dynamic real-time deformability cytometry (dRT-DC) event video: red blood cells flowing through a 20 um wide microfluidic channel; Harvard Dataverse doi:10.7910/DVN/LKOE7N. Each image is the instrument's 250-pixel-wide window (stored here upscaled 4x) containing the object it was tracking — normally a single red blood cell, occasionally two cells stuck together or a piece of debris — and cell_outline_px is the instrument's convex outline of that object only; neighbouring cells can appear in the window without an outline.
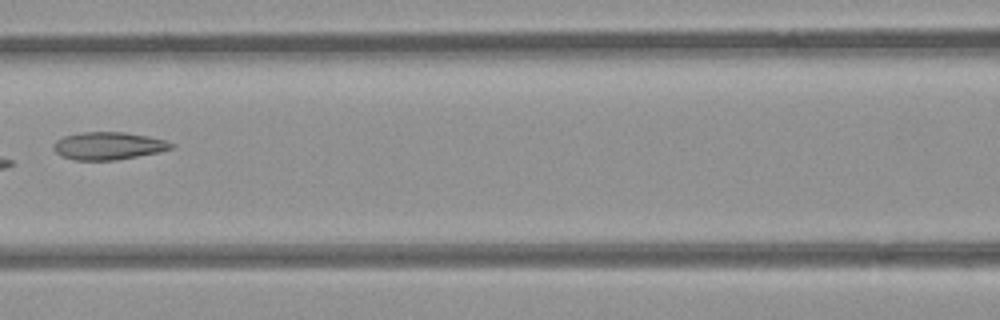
{"species": "common noctule bat (a hibernating species)", "species_latin": "Nyctalus noctula", "temperature_condition": "room temperature", "stored_images_in_passage": 7, "camera_frame_rate_fps": 3000, "um_per_image_px": 0.085, "animal": {"sex": "female", "body_mass_g": 21.9}, "frame": {"image": 1, "passage_image": 6, "time_ms": 6.0, "image_size_px": [1000, 320], "cell_outline_px": [[176, 144], [172, 148], [156, 152], [116, 160], [76, 160], [60, 156], [52, 148], [52, 144], [56, 140], [64, 136], [84, 132], [124, 132], [148, 136], [164, 140]], "centroid_in_image_um": [9.17, 12.39], "position_along_channel_um": 157.4, "area_um2": 18.84}}
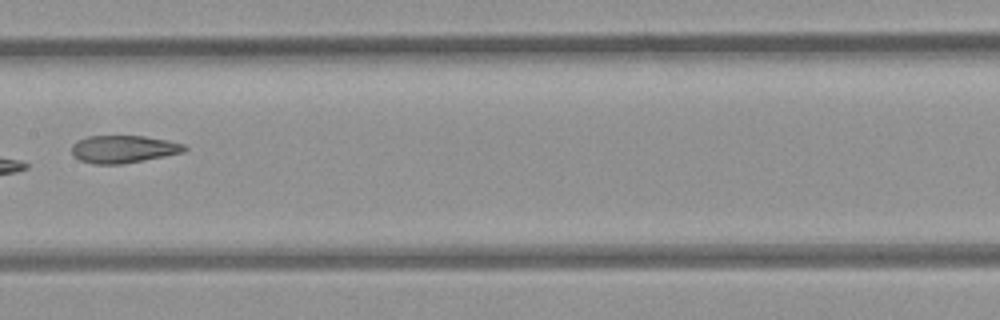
{"frame": {"image": 2, "passage_image": 7, "time_ms": 7.0, "image_size_px": [1000, 320], "cell_outline_px": [[188, 148], [184, 152], [144, 160], [120, 164], [92, 164], [80, 160], [72, 152], [72, 144], [76, 140], [88, 136], [144, 136], [168, 140], [184, 144]], "centroid_in_image_um": [10.49, 12.67], "position_along_channel_um": 196.9, "area_um2": 18.09}}